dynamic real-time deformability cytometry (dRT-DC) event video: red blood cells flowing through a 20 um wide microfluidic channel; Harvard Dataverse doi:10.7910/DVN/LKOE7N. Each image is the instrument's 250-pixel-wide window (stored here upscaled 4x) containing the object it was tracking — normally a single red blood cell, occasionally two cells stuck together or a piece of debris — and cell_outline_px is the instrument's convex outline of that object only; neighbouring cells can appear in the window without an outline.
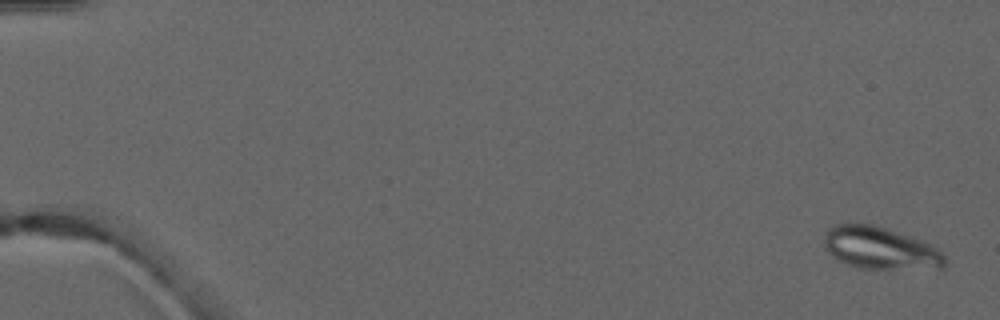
{"species": "common noctule bat (a hibernating species)", "species_latin": "Nyctalus noctula", "temperature_condition": "warm", "stored_images_in_passage": 5, "camera_frame_rate_fps": 3000, "um_per_image_px": 0.085, "animal": {"sex": "male", "forearm_length_mm": 52.5}, "frame": {"image": 1, "passage_image": 1, "time_ms": 0.0, "image_size_px": [1000, 320], "cell_outline_px": [[944, 268], [856, 268], [832, 256], [824, 248], [824, 236], [828, 228], [836, 224], [872, 224], [920, 240], [944, 252]], "centroid_in_image_um": [74.78, 21.09], "position_along_channel_um": 10.2, "area_um2": 29.25}}